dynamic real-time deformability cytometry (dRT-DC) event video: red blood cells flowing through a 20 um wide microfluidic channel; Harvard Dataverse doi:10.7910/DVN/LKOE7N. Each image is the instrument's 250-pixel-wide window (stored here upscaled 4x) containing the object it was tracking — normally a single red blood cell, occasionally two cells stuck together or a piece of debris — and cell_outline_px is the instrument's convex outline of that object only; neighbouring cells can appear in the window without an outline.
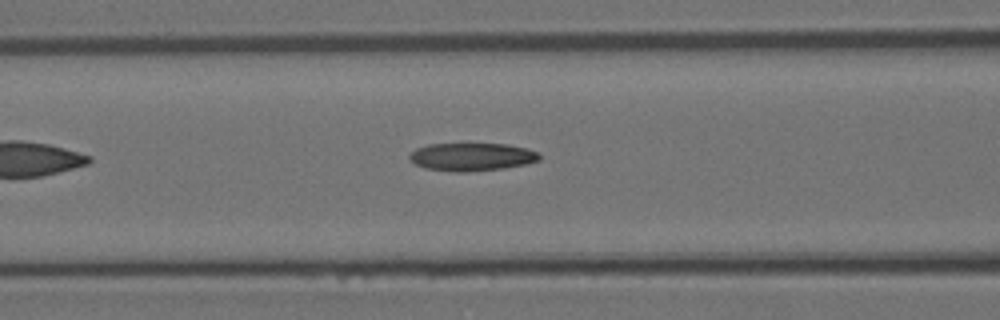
{"species": "Egyptian fruit bat (a non-hibernating species)", "species_latin": "Rousettus aegyptiacus", "temperature_condition": "room temperature", "stored_images_in_passage": 8, "camera_frame_rate_fps": 3000, "um_per_image_px": 0.085, "animal": {"sex": "female"}, "frame": {"image": 1, "passage_image": 8, "time_ms": 2.333, "image_size_px": [1000, 320], "cell_outline_px": [[540, 160], [524, 164], [504, 168], [468, 172], [452, 172], [424, 168], [408, 160], [408, 156], [416, 148], [428, 144], [508, 144], [528, 148], [540, 152]], "centroid_in_image_um": [40.1, 13.33], "position_along_channel_um": 126.5, "area_um2": 21.39}}